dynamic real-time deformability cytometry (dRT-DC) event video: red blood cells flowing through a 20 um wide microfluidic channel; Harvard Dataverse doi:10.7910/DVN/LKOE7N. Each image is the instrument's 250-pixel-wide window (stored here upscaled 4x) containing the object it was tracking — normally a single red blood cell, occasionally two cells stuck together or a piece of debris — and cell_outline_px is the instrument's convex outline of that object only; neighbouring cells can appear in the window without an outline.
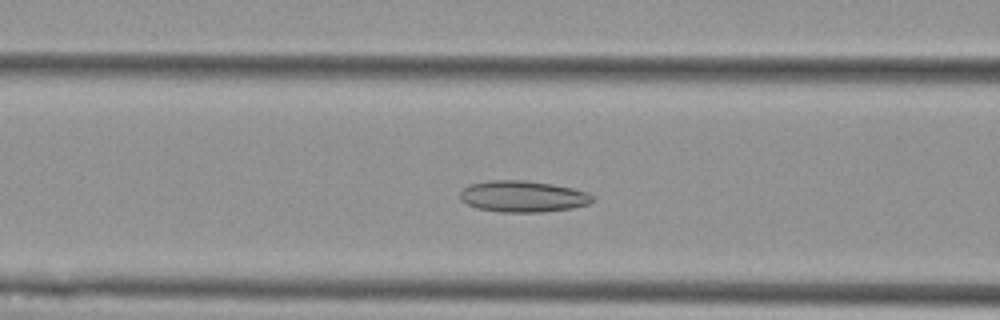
{"species": "Egyptian fruit bat (a non-hibernating species)", "species_latin": "Rousettus aegyptiacus", "temperature_condition": "cold", "stored_images_in_passage": 53, "camera_frame_rate_fps": 3000, "um_per_image_px": 0.085, "animal": {"sex": "female"}, "frame": {"image": 1, "passage_image": 19, "time_ms": 6.0, "image_size_px": [1000, 320], "cell_outline_px": [[596, 196], [588, 204], [572, 208], [544, 212], [500, 212], [476, 208], [460, 200], [460, 192], [468, 184], [488, 180], [524, 180], [552, 184], [572, 188], [588, 192]], "centroid_in_image_um": [44.44, 16.69], "position_along_channel_um": 122.2, "area_um2": 24.39}}
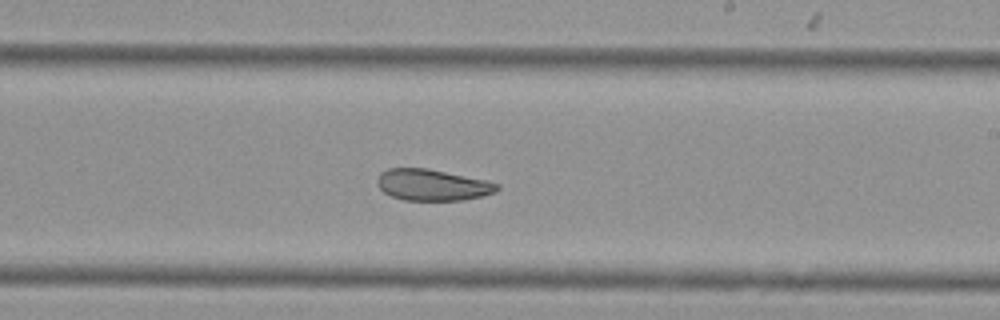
{"frame": {"image": 2, "passage_image": 30, "time_ms": 9.667, "image_size_px": [1000, 320], "cell_outline_px": [[500, 188], [496, 192], [464, 200], [404, 200], [392, 196], [384, 192], [380, 188], [376, 180], [380, 172], [388, 168], [428, 168], [488, 180], [500, 184]], "centroid_in_image_um": [36.77, 15.71], "position_along_channel_um": 252.2, "area_um2": 22.02}}
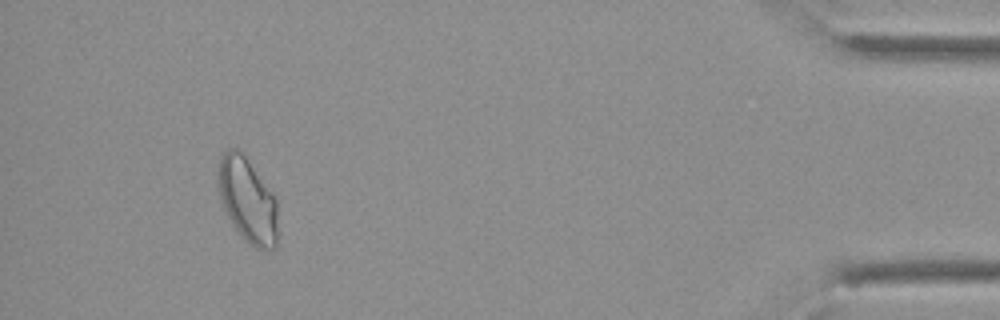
{"frame": {"image": 3, "passage_image": 49, "time_ms": 16.0, "image_size_px": [1000, 320], "cell_outline_px": [[280, 236], [276, 248], [256, 248], [244, 240], [228, 216], [220, 200], [220, 156], [228, 148], [240, 148], [272, 192], [276, 200]], "centroid_in_image_um": [21.11, 17.04], "position_along_channel_um": 414.1, "area_um2": 29.48}}